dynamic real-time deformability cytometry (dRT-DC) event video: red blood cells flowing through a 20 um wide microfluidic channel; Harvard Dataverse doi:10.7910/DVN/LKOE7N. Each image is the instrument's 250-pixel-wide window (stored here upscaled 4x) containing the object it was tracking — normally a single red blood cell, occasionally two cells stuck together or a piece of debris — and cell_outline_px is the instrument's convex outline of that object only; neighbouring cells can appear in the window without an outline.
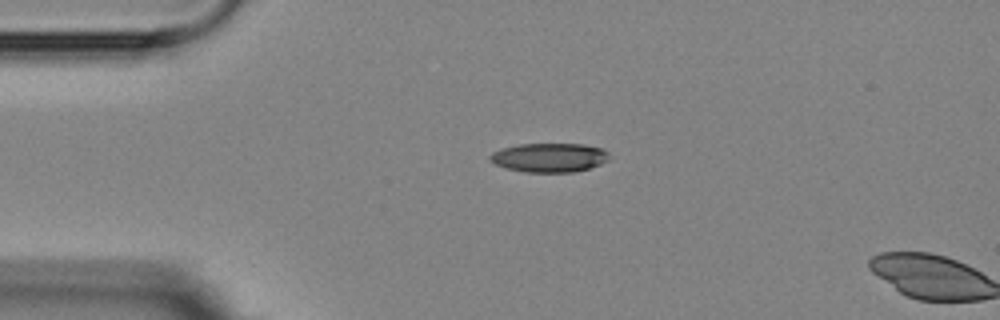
{"species": "Egyptian fruit bat (a non-hibernating species)", "species_latin": "Rousettus aegyptiacus", "temperature_condition": "room temperature", "stored_images_in_passage": 2, "camera_frame_rate_fps": 3000, "um_per_image_px": 0.085, "animal": {"sex": "female"}, "frame": {"image": 1, "passage_image": 1, "time_ms": 0.0, "image_size_px": [1000, 320], "cell_outline_px": [[612, 156], [608, 160], [600, 164], [588, 168], [572, 172], [524, 172], [508, 168], [496, 164], [488, 160], [488, 156], [492, 152], [504, 148], [520, 144], [584, 144], [604, 148]], "centroid_in_image_um": [46.73, 13.38], "position_along_channel_um": 38.3, "area_um2": 20.23}}